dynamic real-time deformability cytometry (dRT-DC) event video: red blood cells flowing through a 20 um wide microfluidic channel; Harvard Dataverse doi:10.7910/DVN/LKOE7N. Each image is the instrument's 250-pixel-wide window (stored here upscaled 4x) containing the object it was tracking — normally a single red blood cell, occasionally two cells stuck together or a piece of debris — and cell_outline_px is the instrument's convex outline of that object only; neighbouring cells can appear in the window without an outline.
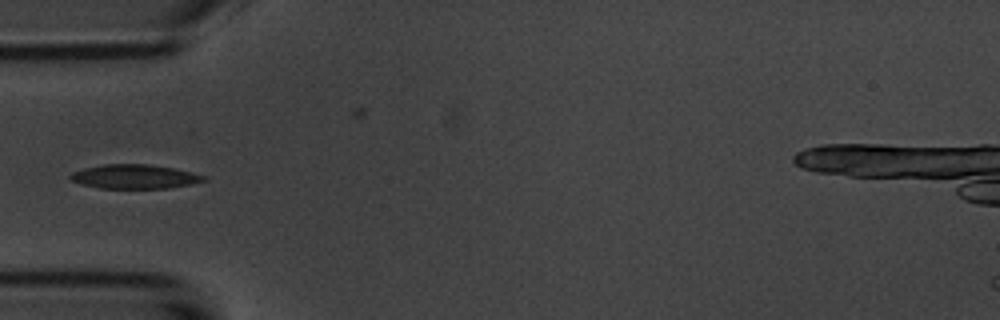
{"species": "common noctule bat (a hibernating species)", "species_latin": "Nyctalus noctula", "temperature_condition": "room temperature", "stored_images_in_passage": 2, "camera_frame_rate_fps": 3000, "um_per_image_px": 0.085, "animal": {"sex": "male", "body_mass_g": 20.1, "forearm_length_mm": 53.5}, "frame": {"image": 1, "passage_image": 1, "time_ms": 0.0, "image_size_px": [1000, 320], "cell_outline_px": [[208, 180], [192, 184], [168, 188], [100, 188], [80, 184], [72, 180], [68, 176], [72, 172], [84, 168], [104, 164], [148, 164], [172, 168], [192, 172], [204, 176]], "centroid_in_image_um": [11.43, 15.01], "position_along_channel_um": 73.6, "area_um2": 18.73}}